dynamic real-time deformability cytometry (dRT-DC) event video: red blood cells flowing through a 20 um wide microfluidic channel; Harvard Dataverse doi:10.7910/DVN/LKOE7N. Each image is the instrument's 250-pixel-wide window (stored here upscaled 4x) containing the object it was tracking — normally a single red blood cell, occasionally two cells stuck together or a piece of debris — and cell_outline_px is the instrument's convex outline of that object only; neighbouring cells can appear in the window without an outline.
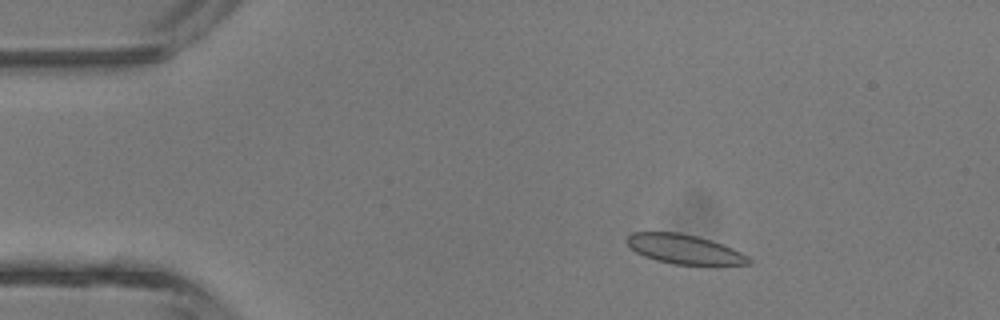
{"species": "common noctule bat (a hibernating species)", "species_latin": "Nyctalus noctula", "temperature_condition": "room temperature", "stored_images_in_passage": 43, "camera_frame_rate_fps": 3000, "um_per_image_px": 0.085, "animal": {"sex": "male", "body_mass_g": 13.3}, "frame": {"image": 1, "passage_image": 7, "time_ms": 2.0, "image_size_px": [1000, 320], "cell_outline_px": [[752, 264], [716, 268], [708, 268], [672, 264], [656, 260], [644, 256], [636, 252], [624, 240], [632, 232], [680, 232], [712, 240], [732, 248], [748, 256], [752, 260]], "centroid_in_image_um": [58.28, 21.25], "position_along_channel_um": 26.7, "area_um2": 22.02}}
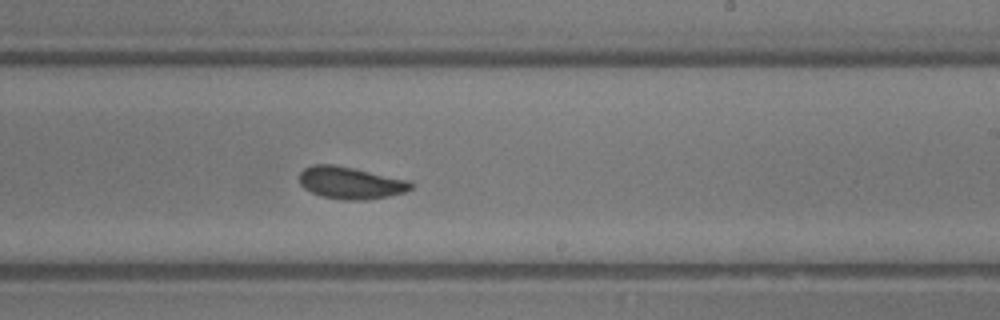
{"frame": {"image": 2, "passage_image": 26, "time_ms": 8.333, "image_size_px": [1000, 320], "cell_outline_px": [[412, 188], [404, 192], [388, 196], [364, 200], [340, 200], [320, 196], [304, 188], [300, 184], [300, 172], [304, 168], [312, 164], [332, 164], [412, 180]], "centroid_in_image_um": [29.79, 15.54], "position_along_channel_um": 259.2, "area_um2": 20.98}}
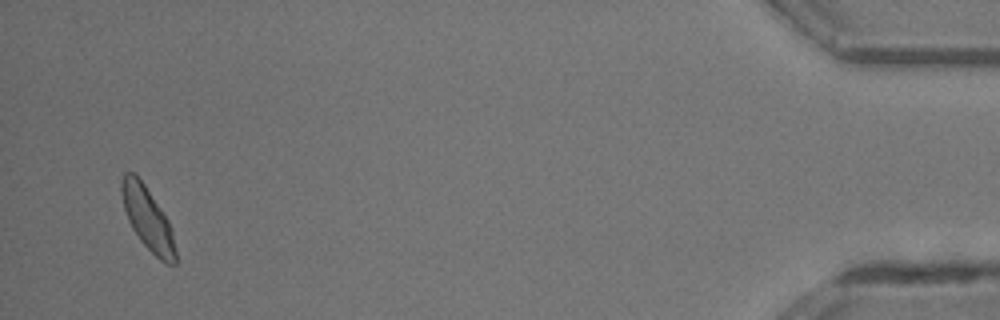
{"frame": {"image": 3, "passage_image": 42, "time_ms": 13.667, "image_size_px": [1000, 320], "cell_outline_px": [[176, 264], [164, 264], [140, 240], [132, 228], [128, 220], [124, 208], [120, 192], [120, 184], [124, 172], [132, 172], [144, 184], [168, 220], [172, 228], [176, 252]], "centroid_in_image_um": [12.55, 18.6], "position_along_channel_um": 422.7, "area_um2": 19.59}, "authors_computed_cell_mechanics": {"area_um2": 20.9236, "velocity_mm_per_s": 4.692, "shape_relaxation_time_tau1_ms": 2.0193, "shape_relaxation_time_tau2_ms": 0.5327, "deformation_change_tau1": 0.0798, "deformation_change_tau2": 0.0397}}